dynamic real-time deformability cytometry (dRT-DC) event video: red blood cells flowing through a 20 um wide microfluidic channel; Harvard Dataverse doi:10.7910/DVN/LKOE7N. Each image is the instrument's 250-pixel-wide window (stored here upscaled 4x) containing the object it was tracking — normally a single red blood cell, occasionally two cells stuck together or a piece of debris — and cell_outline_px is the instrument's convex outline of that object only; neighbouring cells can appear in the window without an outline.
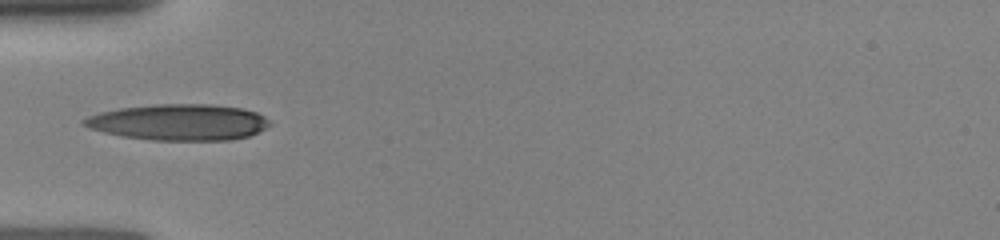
{"species": "human", "species_latin": "Homo sapiens", "temperature_condition": "room temperature", "stored_images_in_passage": 8, "camera_frame_rate_fps": 3000, "um_per_image_px": 0.085, "donor": {"sex": "female"}, "frame": {"image": 1, "passage_image": 1, "time_ms": 0.0, "image_size_px": [1000, 240], "cell_outline_px": [[272, 124], [248, 136], [228, 140], [152, 140], [120, 136], [88, 128], [80, 124], [80, 120], [88, 116], [100, 112], [120, 108], [156, 104], [212, 104], [240, 108], [256, 112], [264, 116]], "centroid_in_image_um": [15.15, 10.39], "position_along_channel_um": 69.9, "area_um2": 39.13}}
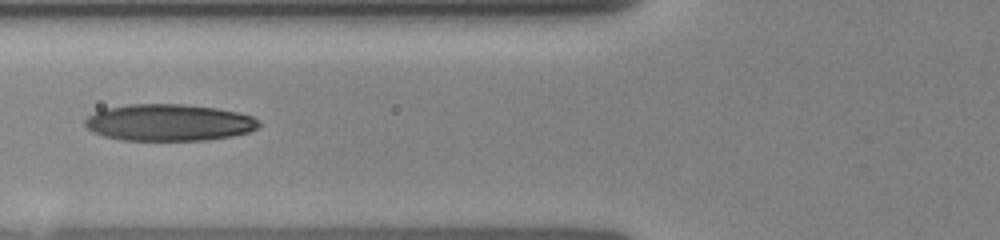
{"frame": {"image": 2, "passage_image": 7, "time_ms": 1.0, "image_size_px": [1000, 240], "cell_outline_px": [[260, 124], [256, 128], [248, 132], [232, 136], [204, 140], [120, 140], [104, 136], [92, 132], [84, 124], [84, 120], [88, 116], [104, 108], [128, 104], [184, 104], [216, 108], [236, 112], [252, 116], [260, 120]], "centroid_in_image_um": [14.33, 10.41], "position_along_channel_um": 111.5, "area_um2": 37.28}}